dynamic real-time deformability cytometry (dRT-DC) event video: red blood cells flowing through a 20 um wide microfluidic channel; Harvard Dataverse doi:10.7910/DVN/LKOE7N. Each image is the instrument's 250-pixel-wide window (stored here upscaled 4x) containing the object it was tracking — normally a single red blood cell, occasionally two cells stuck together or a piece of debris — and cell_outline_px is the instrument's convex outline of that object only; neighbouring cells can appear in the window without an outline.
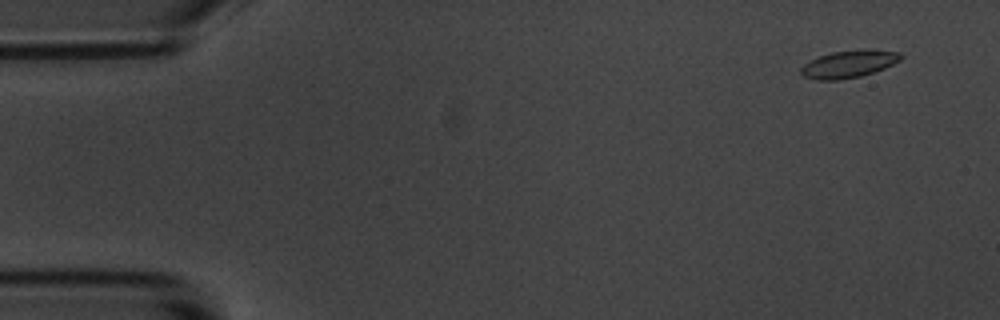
{"species": "common noctule bat (a hibernating species)", "species_latin": "Nyctalus noctula", "temperature_condition": "room temperature", "stored_images_in_passage": 8, "camera_frame_rate_fps": 3000, "um_per_image_px": 0.085, "animal": {"sex": "male", "body_mass_g": 20.1, "forearm_length_mm": 53.5}, "frame": {"image": 1, "passage_image": 1, "time_ms": 0.0, "image_size_px": [1000, 320], "cell_outline_px": [[904, 56], [900, 60], [884, 68], [860, 76], [836, 80], [816, 80], [804, 76], [800, 72], [800, 68], [804, 64], [820, 56], [832, 52], [868, 48], [900, 52]], "centroid_in_image_um": [72.17, 5.42], "position_along_channel_um": 12.8, "area_um2": 15.9}}
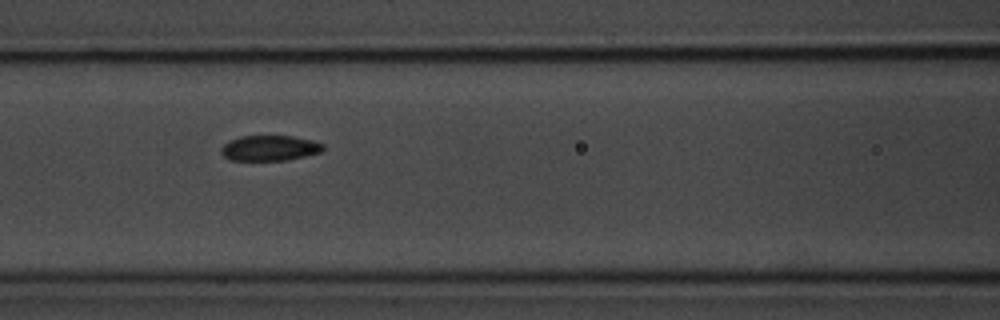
{"frame": {"image": 2, "passage_image": 7, "time_ms": 7.0, "image_size_px": [1000, 320], "cell_outline_px": [[324, 148], [320, 152], [288, 160], [228, 160], [220, 152], [220, 148], [224, 144], [240, 136], [292, 136], [312, 140], [324, 144]], "centroid_in_image_um": [22.91, 12.59], "position_along_channel_um": 143.7, "area_um2": 15.03}}
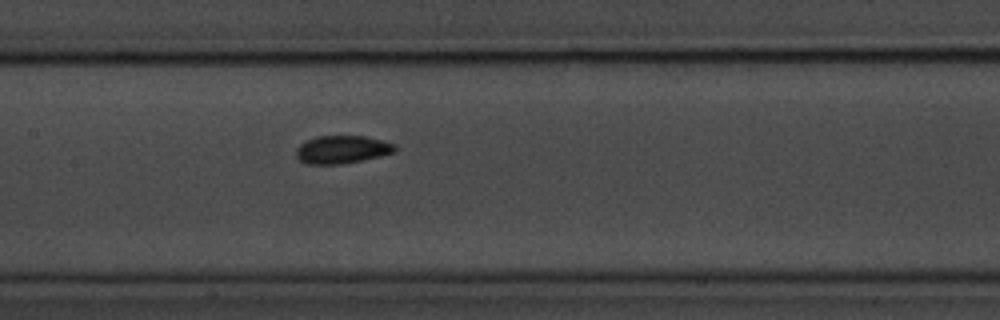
{"frame": {"image": 3, "passage_image": 8, "time_ms": 8.0, "image_size_px": [1000, 320], "cell_outline_px": [[396, 152], [380, 156], [340, 164], [304, 164], [296, 156], [296, 148], [300, 144], [316, 136], [364, 136], [396, 144]], "centroid_in_image_um": [29.06, 12.71], "position_along_channel_um": 178.3, "area_um2": 16.01}}